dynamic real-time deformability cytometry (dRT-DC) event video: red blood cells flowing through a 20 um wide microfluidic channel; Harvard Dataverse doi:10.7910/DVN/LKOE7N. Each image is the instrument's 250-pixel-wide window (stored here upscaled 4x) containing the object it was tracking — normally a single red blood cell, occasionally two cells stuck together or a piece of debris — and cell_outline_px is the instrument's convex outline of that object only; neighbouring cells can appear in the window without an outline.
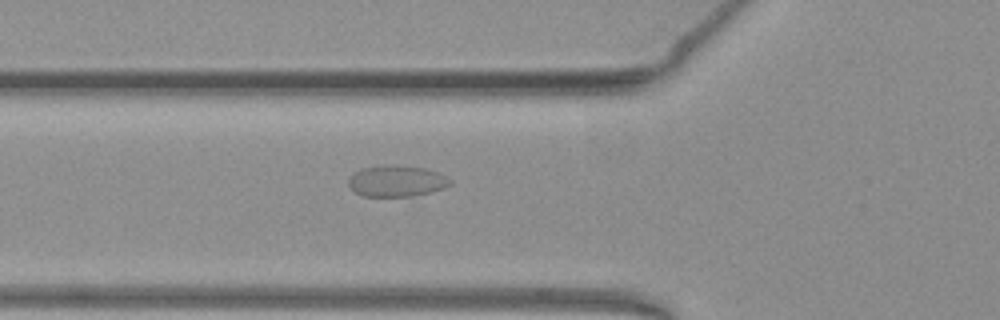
{"species": "common noctule bat (a hibernating species)", "species_latin": "Nyctalus noctula", "temperature_condition": "warm", "stored_images_in_passage": 35, "camera_frame_rate_fps": 3000, "um_per_image_px": 0.085, "animal": {"sex": "female", "body_mass_g": 19.3, "forearm_length_mm": 54.1}, "frame": {"image": 1, "passage_image": 2, "time_ms": 0.333, "image_size_px": [1000, 320], "cell_outline_px": [[452, 184], [444, 188], [432, 192], [412, 196], [364, 196], [348, 188], [348, 176], [360, 168], [380, 164], [396, 164], [424, 168], [436, 172], [452, 180]], "centroid_in_image_um": [33.66, 15.37], "position_along_channel_um": 92.1, "area_um2": 18.9}}
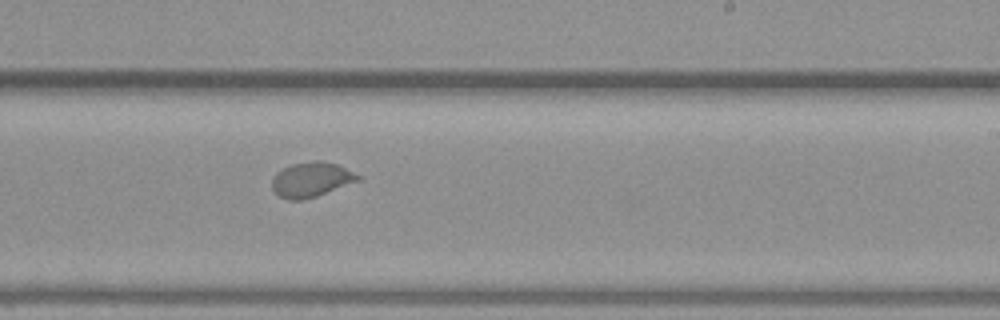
{"frame": {"image": 2, "passage_image": 15, "time_ms": 4.667, "image_size_px": [1000, 320], "cell_outline_px": [[360, 180], [316, 196], [304, 200], [288, 200], [280, 196], [272, 188], [272, 180], [276, 172], [292, 164], [316, 160], [320, 160], [336, 164], [360, 176]], "centroid_in_image_um": [26.43, 15.27], "position_along_channel_um": 262.6, "area_um2": 17.17}}
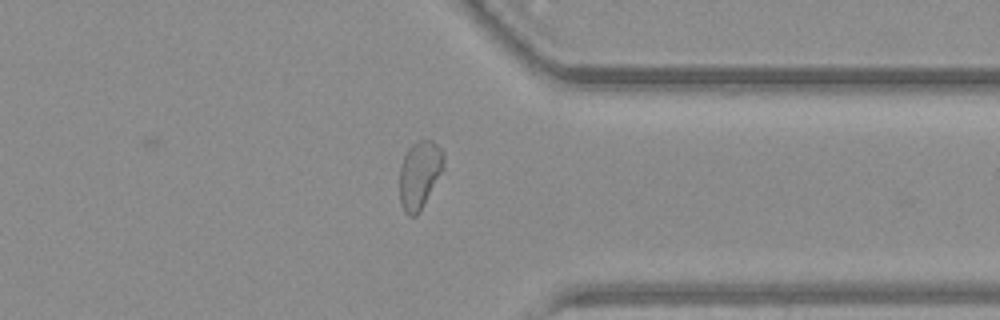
{"frame": {"image": 3, "passage_image": 24, "time_ms": 7.667, "image_size_px": [1000, 320], "cell_outline_px": [[444, 168], [420, 212], [416, 216], [408, 216], [404, 212], [400, 200], [400, 164], [408, 148], [412, 144], [420, 140], [432, 140], [444, 152]], "centroid_in_image_um": [35.66, 14.85], "position_along_channel_um": 375.7, "area_um2": 17.51}}